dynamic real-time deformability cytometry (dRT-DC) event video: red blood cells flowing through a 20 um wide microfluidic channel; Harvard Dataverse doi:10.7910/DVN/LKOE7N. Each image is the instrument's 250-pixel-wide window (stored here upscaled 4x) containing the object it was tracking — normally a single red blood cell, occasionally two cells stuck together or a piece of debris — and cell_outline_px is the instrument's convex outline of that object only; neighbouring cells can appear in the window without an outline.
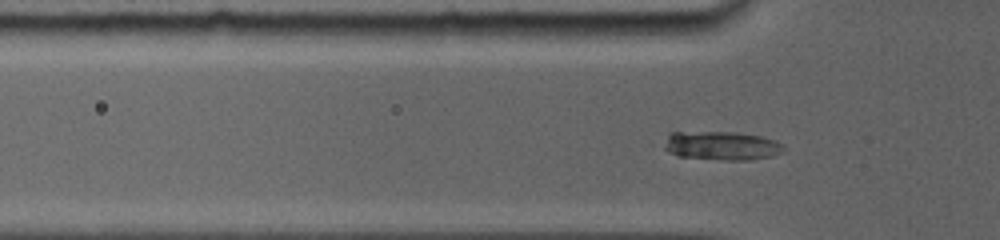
{"species": "common noctule bat (a hibernating species)", "species_latin": "Nyctalus noctula", "temperature_condition": "room temperature", "stored_images_in_passage": 77, "camera_frame_rate_fps": 5000, "um_per_image_px": 0.085, "animal": {"sex": "female", "body_mass_g": 19.0, "forearm_length_mm": 56.7}, "frame": {"image": 1, "passage_image": 22, "time_ms": 4.2, "image_size_px": [1000, 240], "cell_outline_px": [[784, 152], [772, 156], [752, 160], [728, 160], [676, 156], [668, 152], [664, 148], [668, 132], [732, 132], [760, 136], [772, 140], [780, 144], [784, 148]], "centroid_in_image_um": [61.3, 12.39], "position_along_channel_um": 64.5, "area_um2": 19.94}}
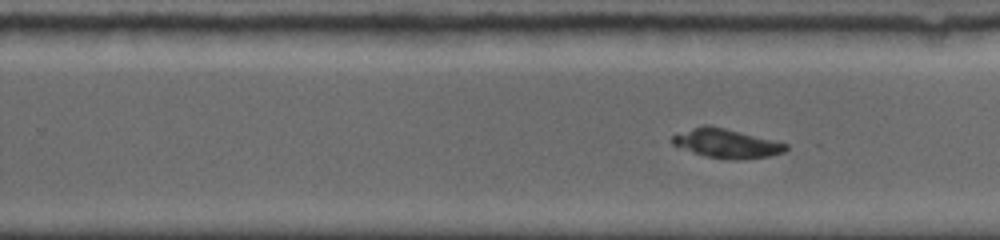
{"frame": {"image": 2, "passage_image": 48, "time_ms": 9.4, "image_size_px": [1000, 240], "cell_outline_px": [[788, 148], [784, 152], [768, 156], [740, 160], [736, 160], [708, 156], [672, 144], [672, 136], [676, 132], [704, 124], [708, 124], [788, 144]], "centroid_in_image_um": [61.73, 12.17], "position_along_channel_um": 268.1, "area_um2": 18.9}}
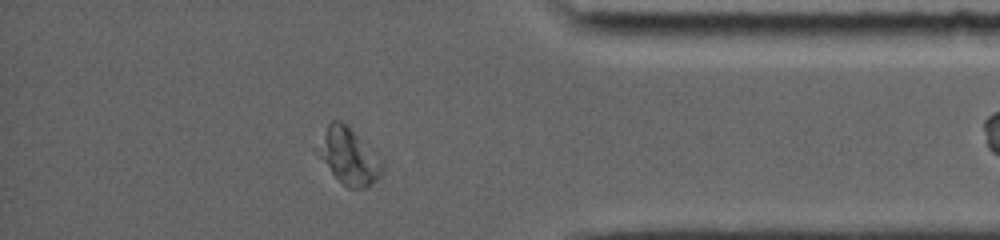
{"frame": {"image": 3, "passage_image": 67, "time_ms": 13.2, "image_size_px": [1000, 240], "cell_outline_px": [[384, 168], [380, 176], [376, 180], [364, 188], [348, 188], [332, 172], [320, 156], [324, 132], [328, 124], [332, 120], [340, 120], [348, 124], [384, 160]], "centroid_in_image_um": [29.76, 13.26], "position_along_channel_um": 405.4, "area_um2": 20.52}}